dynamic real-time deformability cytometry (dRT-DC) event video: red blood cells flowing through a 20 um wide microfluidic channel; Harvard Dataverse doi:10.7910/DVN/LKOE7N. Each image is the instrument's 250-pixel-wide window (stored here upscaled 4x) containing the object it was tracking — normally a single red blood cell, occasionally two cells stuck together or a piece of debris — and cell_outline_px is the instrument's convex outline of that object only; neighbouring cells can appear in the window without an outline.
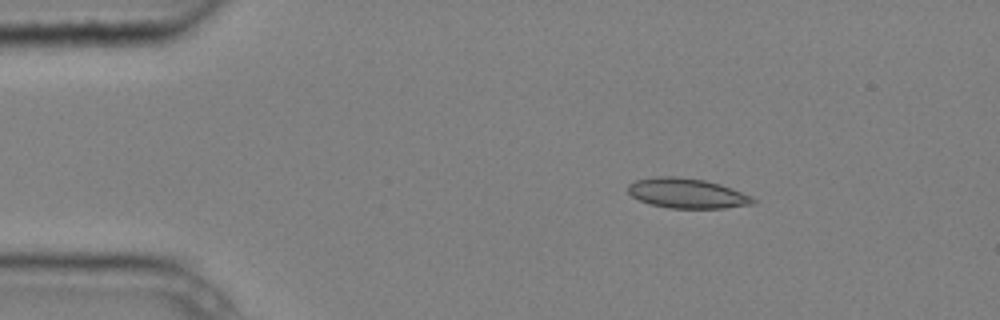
{"species": "common noctule bat (a hibernating species)", "species_latin": "Nyctalus noctula", "temperature_condition": "cold", "stored_images_in_passage": 4, "camera_frame_rate_fps": 3000, "um_per_image_px": 0.085, "animal": {"sex": "male", "body_mass_g": 20.4}, "frame": {"image": 1, "passage_image": 3, "time_ms": 0.667, "image_size_px": [1000, 320], "cell_outline_px": [[756, 204], [724, 208], [668, 208], [648, 204], [632, 196], [628, 192], [628, 184], [636, 180], [656, 176], [676, 176], [704, 180], [720, 184], [732, 188], [752, 196], [756, 200]], "centroid_in_image_um": [58.41, 16.43], "position_along_channel_um": 26.6, "area_um2": 21.96}}